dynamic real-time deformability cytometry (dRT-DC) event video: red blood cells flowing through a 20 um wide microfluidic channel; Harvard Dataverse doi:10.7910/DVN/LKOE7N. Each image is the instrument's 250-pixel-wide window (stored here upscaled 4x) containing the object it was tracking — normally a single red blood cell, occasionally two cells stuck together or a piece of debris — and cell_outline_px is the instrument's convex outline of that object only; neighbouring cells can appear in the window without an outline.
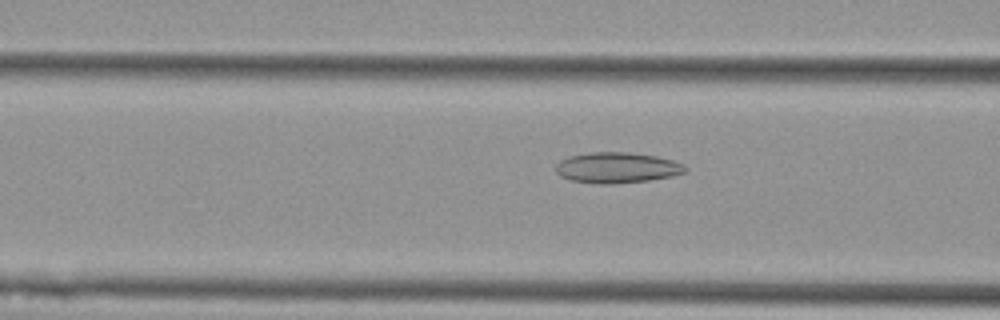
{"species": "Egyptian fruit bat (a non-hibernating species)", "species_latin": "Rousettus aegyptiacus", "temperature_condition": "cold", "stored_images_in_passage": 53, "camera_frame_rate_fps": 3000, "um_per_image_px": 0.085, "animal": {"sex": "female"}, "frame": {"image": 1, "passage_image": 19, "time_ms": 6.0, "image_size_px": [1000, 320], "cell_outline_px": [[688, 168], [684, 172], [672, 176], [648, 180], [612, 184], [596, 184], [572, 180], [560, 176], [556, 172], [556, 164], [560, 160], [568, 156], [592, 152], [628, 152], [656, 156], [672, 160], [684, 164]], "centroid_in_image_um": [52.43, 14.25], "position_along_channel_um": 114.2, "area_um2": 23.18}}
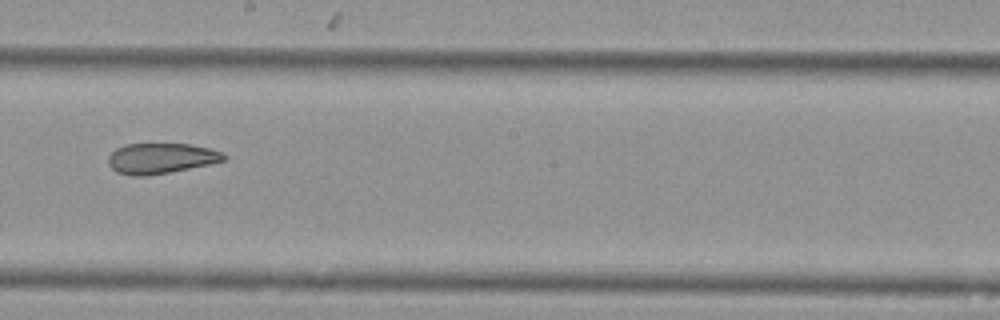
{"frame": {"image": 2, "passage_image": 29, "time_ms": 9.333, "image_size_px": [1000, 320], "cell_outline_px": [[228, 156], [224, 160], [212, 164], [168, 172], [144, 176], [132, 176], [116, 172], [108, 164], [108, 156], [116, 148], [124, 144], [192, 144], [224, 152]], "centroid_in_image_um": [13.69, 13.45], "position_along_channel_um": 234.5, "area_um2": 20.63}}
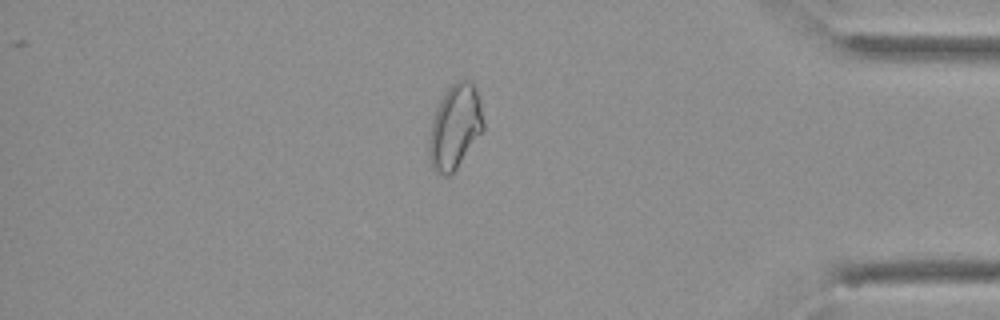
{"frame": {"image": 3, "passage_image": 45, "time_ms": 14.667, "image_size_px": [1000, 320], "cell_outline_px": [[484, 132], [456, 168], [448, 176], [444, 176], [436, 172], [432, 168], [428, 156], [428, 136], [432, 120], [436, 108], [444, 92], [456, 80], [468, 80], [472, 84], [480, 100], [484, 124]], "centroid_in_image_um": [38.66, 10.81], "position_along_channel_um": 396.5, "area_um2": 26.93}, "authors_computed_cell_mechanics": {"area_um2": 25.2008, "velocity_mm_per_s": 3.6249, "shape_relaxation_time_tau1_ms": null, "shape_relaxation_time_tau2_ms": 3.6505, "deformation_change_tau1": null, "deformation_change_tau2": 0.0947}}